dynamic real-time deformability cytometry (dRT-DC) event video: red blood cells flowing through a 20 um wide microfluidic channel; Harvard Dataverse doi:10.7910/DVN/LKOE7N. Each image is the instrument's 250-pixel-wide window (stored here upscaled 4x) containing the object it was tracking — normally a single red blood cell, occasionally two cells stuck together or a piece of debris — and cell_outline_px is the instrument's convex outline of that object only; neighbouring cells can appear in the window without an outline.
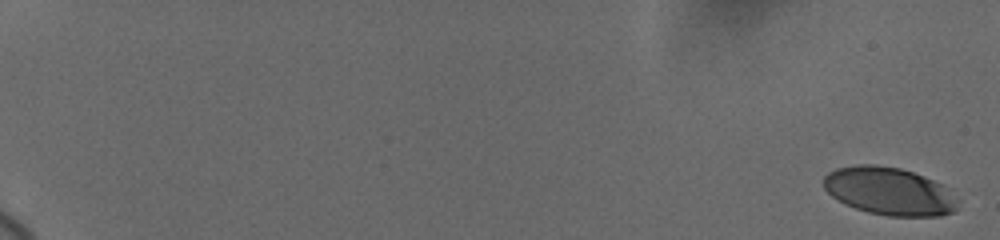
{"species": "human", "species_latin": "Homo sapiens", "temperature_condition": "cold", "stored_images_in_passage": 9, "camera_frame_rate_fps": 3000, "um_per_image_px": 0.085, "donor": {"sex": "female"}, "frame": {"image": 1, "passage_image": 1, "time_ms": 0.0, "image_size_px": [1000, 240], "cell_outline_px": [[960, 200], [956, 212], [940, 216], [888, 216], [868, 212], [844, 204], [832, 196], [824, 188], [824, 176], [828, 172], [836, 168], [856, 164], [876, 164], [900, 168], [924, 176], [944, 184]], "centroid_in_image_um": [75.64, 16.25], "position_along_channel_um": 9.4, "area_um2": 37.92}}
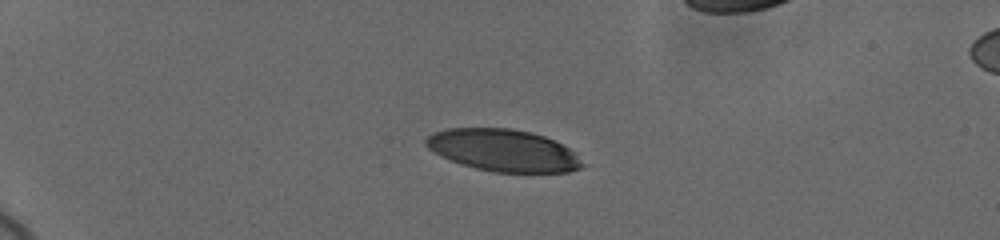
{"frame": {"image": 2, "passage_image": 7, "time_ms": 5.333, "image_size_px": [1000, 240], "cell_outline_px": [[588, 164], [584, 168], [568, 172], [492, 172], [460, 164], [428, 148], [424, 144], [424, 140], [432, 132], [448, 128], [512, 128], [532, 132], [556, 140], [576, 152]], "centroid_in_image_um": [42.87, 12.78], "position_along_channel_um": 42.1, "area_um2": 38.78}}